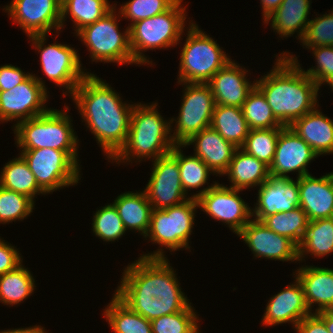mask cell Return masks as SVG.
Wrapping results in <instances>:
<instances>
[{
  "label": "cell",
  "mask_w": 333,
  "mask_h": 333,
  "mask_svg": "<svg viewBox=\"0 0 333 333\" xmlns=\"http://www.w3.org/2000/svg\"><path fill=\"white\" fill-rule=\"evenodd\" d=\"M66 111L49 109L46 113L15 124L17 146L22 150L52 148L77 151L78 141Z\"/></svg>",
  "instance_id": "cell-6"
},
{
  "label": "cell",
  "mask_w": 333,
  "mask_h": 333,
  "mask_svg": "<svg viewBox=\"0 0 333 333\" xmlns=\"http://www.w3.org/2000/svg\"><path fill=\"white\" fill-rule=\"evenodd\" d=\"M309 49L315 56L317 66L309 68L304 73L322 86L333 76V46H317Z\"/></svg>",
  "instance_id": "cell-44"
},
{
  "label": "cell",
  "mask_w": 333,
  "mask_h": 333,
  "mask_svg": "<svg viewBox=\"0 0 333 333\" xmlns=\"http://www.w3.org/2000/svg\"><path fill=\"white\" fill-rule=\"evenodd\" d=\"M104 315L114 333H152L151 322L134 312L116 294Z\"/></svg>",
  "instance_id": "cell-32"
},
{
  "label": "cell",
  "mask_w": 333,
  "mask_h": 333,
  "mask_svg": "<svg viewBox=\"0 0 333 333\" xmlns=\"http://www.w3.org/2000/svg\"><path fill=\"white\" fill-rule=\"evenodd\" d=\"M210 127L237 148L243 146L250 130L241 107L220 104L214 107Z\"/></svg>",
  "instance_id": "cell-29"
},
{
  "label": "cell",
  "mask_w": 333,
  "mask_h": 333,
  "mask_svg": "<svg viewBox=\"0 0 333 333\" xmlns=\"http://www.w3.org/2000/svg\"><path fill=\"white\" fill-rule=\"evenodd\" d=\"M123 225L127 230H136L146 236L153 208L148 201L145 191L139 193L125 192L113 202Z\"/></svg>",
  "instance_id": "cell-28"
},
{
  "label": "cell",
  "mask_w": 333,
  "mask_h": 333,
  "mask_svg": "<svg viewBox=\"0 0 333 333\" xmlns=\"http://www.w3.org/2000/svg\"><path fill=\"white\" fill-rule=\"evenodd\" d=\"M295 57L283 51L274 69L255 82L283 126L314 110L318 101L320 86L304 73Z\"/></svg>",
  "instance_id": "cell-3"
},
{
  "label": "cell",
  "mask_w": 333,
  "mask_h": 333,
  "mask_svg": "<svg viewBox=\"0 0 333 333\" xmlns=\"http://www.w3.org/2000/svg\"><path fill=\"white\" fill-rule=\"evenodd\" d=\"M317 314L323 319L329 333H333V316L327 311H320Z\"/></svg>",
  "instance_id": "cell-50"
},
{
  "label": "cell",
  "mask_w": 333,
  "mask_h": 333,
  "mask_svg": "<svg viewBox=\"0 0 333 333\" xmlns=\"http://www.w3.org/2000/svg\"><path fill=\"white\" fill-rule=\"evenodd\" d=\"M4 9L29 37L61 29L60 0H13Z\"/></svg>",
  "instance_id": "cell-16"
},
{
  "label": "cell",
  "mask_w": 333,
  "mask_h": 333,
  "mask_svg": "<svg viewBox=\"0 0 333 333\" xmlns=\"http://www.w3.org/2000/svg\"><path fill=\"white\" fill-rule=\"evenodd\" d=\"M255 257L280 261H299L298 246L289 238L269 229L263 222L252 219L237 234Z\"/></svg>",
  "instance_id": "cell-18"
},
{
  "label": "cell",
  "mask_w": 333,
  "mask_h": 333,
  "mask_svg": "<svg viewBox=\"0 0 333 333\" xmlns=\"http://www.w3.org/2000/svg\"><path fill=\"white\" fill-rule=\"evenodd\" d=\"M318 155L289 126L279 133L275 156L269 167L270 176L290 178L287 173L298 172V179L309 175L308 164Z\"/></svg>",
  "instance_id": "cell-17"
},
{
  "label": "cell",
  "mask_w": 333,
  "mask_h": 333,
  "mask_svg": "<svg viewBox=\"0 0 333 333\" xmlns=\"http://www.w3.org/2000/svg\"><path fill=\"white\" fill-rule=\"evenodd\" d=\"M308 221L306 213L299 206L290 211L266 216L261 222L275 233L289 238L299 246L304 238Z\"/></svg>",
  "instance_id": "cell-35"
},
{
  "label": "cell",
  "mask_w": 333,
  "mask_h": 333,
  "mask_svg": "<svg viewBox=\"0 0 333 333\" xmlns=\"http://www.w3.org/2000/svg\"><path fill=\"white\" fill-rule=\"evenodd\" d=\"M192 333H200L199 326Z\"/></svg>",
  "instance_id": "cell-53"
},
{
  "label": "cell",
  "mask_w": 333,
  "mask_h": 333,
  "mask_svg": "<svg viewBox=\"0 0 333 333\" xmlns=\"http://www.w3.org/2000/svg\"><path fill=\"white\" fill-rule=\"evenodd\" d=\"M298 185L300 207L309 221L333 217V172L320 178L305 175Z\"/></svg>",
  "instance_id": "cell-22"
},
{
  "label": "cell",
  "mask_w": 333,
  "mask_h": 333,
  "mask_svg": "<svg viewBox=\"0 0 333 333\" xmlns=\"http://www.w3.org/2000/svg\"><path fill=\"white\" fill-rule=\"evenodd\" d=\"M152 170L144 191L153 209L172 207L191 198L182 188L178 162L171 153L154 160Z\"/></svg>",
  "instance_id": "cell-15"
},
{
  "label": "cell",
  "mask_w": 333,
  "mask_h": 333,
  "mask_svg": "<svg viewBox=\"0 0 333 333\" xmlns=\"http://www.w3.org/2000/svg\"><path fill=\"white\" fill-rule=\"evenodd\" d=\"M183 145H176L171 154L177 159L180 169L181 185L186 195L188 190L202 187L213 173L209 167L197 156H184Z\"/></svg>",
  "instance_id": "cell-37"
},
{
  "label": "cell",
  "mask_w": 333,
  "mask_h": 333,
  "mask_svg": "<svg viewBox=\"0 0 333 333\" xmlns=\"http://www.w3.org/2000/svg\"><path fill=\"white\" fill-rule=\"evenodd\" d=\"M241 108L250 129H273L283 127L274 116L266 97L256 86L248 94Z\"/></svg>",
  "instance_id": "cell-36"
},
{
  "label": "cell",
  "mask_w": 333,
  "mask_h": 333,
  "mask_svg": "<svg viewBox=\"0 0 333 333\" xmlns=\"http://www.w3.org/2000/svg\"><path fill=\"white\" fill-rule=\"evenodd\" d=\"M317 107L295 120L289 127L319 156L333 153V120Z\"/></svg>",
  "instance_id": "cell-24"
},
{
  "label": "cell",
  "mask_w": 333,
  "mask_h": 333,
  "mask_svg": "<svg viewBox=\"0 0 333 333\" xmlns=\"http://www.w3.org/2000/svg\"><path fill=\"white\" fill-rule=\"evenodd\" d=\"M193 143L194 155L199 157L214 174L224 175L237 147L211 127L193 135L183 147L194 145Z\"/></svg>",
  "instance_id": "cell-23"
},
{
  "label": "cell",
  "mask_w": 333,
  "mask_h": 333,
  "mask_svg": "<svg viewBox=\"0 0 333 333\" xmlns=\"http://www.w3.org/2000/svg\"><path fill=\"white\" fill-rule=\"evenodd\" d=\"M46 34L30 36V41L40 52L42 71L58 86L67 89L66 92L73 94L74 89L89 72H84L77 51L66 44L53 43L44 46ZM44 47V48H43Z\"/></svg>",
  "instance_id": "cell-12"
},
{
  "label": "cell",
  "mask_w": 333,
  "mask_h": 333,
  "mask_svg": "<svg viewBox=\"0 0 333 333\" xmlns=\"http://www.w3.org/2000/svg\"><path fill=\"white\" fill-rule=\"evenodd\" d=\"M281 131L282 127L250 129L241 149L270 167L275 156L277 139Z\"/></svg>",
  "instance_id": "cell-38"
},
{
  "label": "cell",
  "mask_w": 333,
  "mask_h": 333,
  "mask_svg": "<svg viewBox=\"0 0 333 333\" xmlns=\"http://www.w3.org/2000/svg\"><path fill=\"white\" fill-rule=\"evenodd\" d=\"M283 0H260L263 10V20H266L282 3Z\"/></svg>",
  "instance_id": "cell-48"
},
{
  "label": "cell",
  "mask_w": 333,
  "mask_h": 333,
  "mask_svg": "<svg viewBox=\"0 0 333 333\" xmlns=\"http://www.w3.org/2000/svg\"><path fill=\"white\" fill-rule=\"evenodd\" d=\"M35 280L22 264L0 275V301L5 305L20 304L34 292Z\"/></svg>",
  "instance_id": "cell-34"
},
{
  "label": "cell",
  "mask_w": 333,
  "mask_h": 333,
  "mask_svg": "<svg viewBox=\"0 0 333 333\" xmlns=\"http://www.w3.org/2000/svg\"><path fill=\"white\" fill-rule=\"evenodd\" d=\"M102 150L112 159L125 145L134 104H126L109 84L88 73L71 95Z\"/></svg>",
  "instance_id": "cell-2"
},
{
  "label": "cell",
  "mask_w": 333,
  "mask_h": 333,
  "mask_svg": "<svg viewBox=\"0 0 333 333\" xmlns=\"http://www.w3.org/2000/svg\"><path fill=\"white\" fill-rule=\"evenodd\" d=\"M256 206L252 217L262 221L266 216L293 210L300 206L298 178H280L270 176L259 186Z\"/></svg>",
  "instance_id": "cell-19"
},
{
  "label": "cell",
  "mask_w": 333,
  "mask_h": 333,
  "mask_svg": "<svg viewBox=\"0 0 333 333\" xmlns=\"http://www.w3.org/2000/svg\"><path fill=\"white\" fill-rule=\"evenodd\" d=\"M295 330L297 333H329L323 319L314 311L304 317Z\"/></svg>",
  "instance_id": "cell-47"
},
{
  "label": "cell",
  "mask_w": 333,
  "mask_h": 333,
  "mask_svg": "<svg viewBox=\"0 0 333 333\" xmlns=\"http://www.w3.org/2000/svg\"><path fill=\"white\" fill-rule=\"evenodd\" d=\"M177 0H130L122 5L120 17L129 18L131 24L167 11Z\"/></svg>",
  "instance_id": "cell-42"
},
{
  "label": "cell",
  "mask_w": 333,
  "mask_h": 333,
  "mask_svg": "<svg viewBox=\"0 0 333 333\" xmlns=\"http://www.w3.org/2000/svg\"><path fill=\"white\" fill-rule=\"evenodd\" d=\"M156 106L157 103L134 105L127 141L111 160L118 164L124 160L131 162L135 156L139 159L137 162L143 158L156 160L171 152L176 146L170 133L171 121L164 120Z\"/></svg>",
  "instance_id": "cell-4"
},
{
  "label": "cell",
  "mask_w": 333,
  "mask_h": 333,
  "mask_svg": "<svg viewBox=\"0 0 333 333\" xmlns=\"http://www.w3.org/2000/svg\"><path fill=\"white\" fill-rule=\"evenodd\" d=\"M332 252L333 217L308 221L304 238L298 246L299 261H302L303 257L309 253L314 257H323Z\"/></svg>",
  "instance_id": "cell-31"
},
{
  "label": "cell",
  "mask_w": 333,
  "mask_h": 333,
  "mask_svg": "<svg viewBox=\"0 0 333 333\" xmlns=\"http://www.w3.org/2000/svg\"><path fill=\"white\" fill-rule=\"evenodd\" d=\"M327 311L333 316V305Z\"/></svg>",
  "instance_id": "cell-52"
},
{
  "label": "cell",
  "mask_w": 333,
  "mask_h": 333,
  "mask_svg": "<svg viewBox=\"0 0 333 333\" xmlns=\"http://www.w3.org/2000/svg\"><path fill=\"white\" fill-rule=\"evenodd\" d=\"M34 202L26 195L0 186V223L22 221L33 212Z\"/></svg>",
  "instance_id": "cell-40"
},
{
  "label": "cell",
  "mask_w": 333,
  "mask_h": 333,
  "mask_svg": "<svg viewBox=\"0 0 333 333\" xmlns=\"http://www.w3.org/2000/svg\"><path fill=\"white\" fill-rule=\"evenodd\" d=\"M0 186L26 195L33 201L36 194H46L37 184L35 176L21 155L10 160L2 168Z\"/></svg>",
  "instance_id": "cell-30"
},
{
  "label": "cell",
  "mask_w": 333,
  "mask_h": 333,
  "mask_svg": "<svg viewBox=\"0 0 333 333\" xmlns=\"http://www.w3.org/2000/svg\"><path fill=\"white\" fill-rule=\"evenodd\" d=\"M326 83L329 84L331 89L333 90V76Z\"/></svg>",
  "instance_id": "cell-51"
},
{
  "label": "cell",
  "mask_w": 333,
  "mask_h": 333,
  "mask_svg": "<svg viewBox=\"0 0 333 333\" xmlns=\"http://www.w3.org/2000/svg\"><path fill=\"white\" fill-rule=\"evenodd\" d=\"M44 327L41 326H33V327H28V328H17V329H10V330H4L1 331L0 333H47Z\"/></svg>",
  "instance_id": "cell-49"
},
{
  "label": "cell",
  "mask_w": 333,
  "mask_h": 333,
  "mask_svg": "<svg viewBox=\"0 0 333 333\" xmlns=\"http://www.w3.org/2000/svg\"><path fill=\"white\" fill-rule=\"evenodd\" d=\"M180 55L179 85L207 84L229 61V56L209 35L192 22Z\"/></svg>",
  "instance_id": "cell-7"
},
{
  "label": "cell",
  "mask_w": 333,
  "mask_h": 333,
  "mask_svg": "<svg viewBox=\"0 0 333 333\" xmlns=\"http://www.w3.org/2000/svg\"><path fill=\"white\" fill-rule=\"evenodd\" d=\"M197 199L190 198L181 204L165 209H153L149 230L145 236L172 251L189 249V237L194 225Z\"/></svg>",
  "instance_id": "cell-10"
},
{
  "label": "cell",
  "mask_w": 333,
  "mask_h": 333,
  "mask_svg": "<svg viewBox=\"0 0 333 333\" xmlns=\"http://www.w3.org/2000/svg\"><path fill=\"white\" fill-rule=\"evenodd\" d=\"M128 264L115 294L149 321L183 311L190 303L167 258L157 249Z\"/></svg>",
  "instance_id": "cell-1"
},
{
  "label": "cell",
  "mask_w": 333,
  "mask_h": 333,
  "mask_svg": "<svg viewBox=\"0 0 333 333\" xmlns=\"http://www.w3.org/2000/svg\"><path fill=\"white\" fill-rule=\"evenodd\" d=\"M185 91L181 103L179 116L170 119L171 124L176 121V129L171 134L176 145H184L193 135L209 128L215 107V100L208 84L183 83Z\"/></svg>",
  "instance_id": "cell-11"
},
{
  "label": "cell",
  "mask_w": 333,
  "mask_h": 333,
  "mask_svg": "<svg viewBox=\"0 0 333 333\" xmlns=\"http://www.w3.org/2000/svg\"><path fill=\"white\" fill-rule=\"evenodd\" d=\"M0 238V275L15 270L22 264V256L14 246Z\"/></svg>",
  "instance_id": "cell-45"
},
{
  "label": "cell",
  "mask_w": 333,
  "mask_h": 333,
  "mask_svg": "<svg viewBox=\"0 0 333 333\" xmlns=\"http://www.w3.org/2000/svg\"><path fill=\"white\" fill-rule=\"evenodd\" d=\"M92 230L103 241L110 242L125 234V227L113 204H107L94 213Z\"/></svg>",
  "instance_id": "cell-41"
},
{
  "label": "cell",
  "mask_w": 333,
  "mask_h": 333,
  "mask_svg": "<svg viewBox=\"0 0 333 333\" xmlns=\"http://www.w3.org/2000/svg\"><path fill=\"white\" fill-rule=\"evenodd\" d=\"M310 5V0H283L264 23L269 24L271 21L272 29L281 37H288L298 32L301 41L310 21L308 19Z\"/></svg>",
  "instance_id": "cell-26"
},
{
  "label": "cell",
  "mask_w": 333,
  "mask_h": 333,
  "mask_svg": "<svg viewBox=\"0 0 333 333\" xmlns=\"http://www.w3.org/2000/svg\"><path fill=\"white\" fill-rule=\"evenodd\" d=\"M301 282L307 306L318 304L315 313L328 310L333 305V269L315 266L300 267L296 275Z\"/></svg>",
  "instance_id": "cell-25"
},
{
  "label": "cell",
  "mask_w": 333,
  "mask_h": 333,
  "mask_svg": "<svg viewBox=\"0 0 333 333\" xmlns=\"http://www.w3.org/2000/svg\"><path fill=\"white\" fill-rule=\"evenodd\" d=\"M41 79L31 74L13 89L0 91V121L17 119L16 122L19 123L49 110L44 107L48 94Z\"/></svg>",
  "instance_id": "cell-14"
},
{
  "label": "cell",
  "mask_w": 333,
  "mask_h": 333,
  "mask_svg": "<svg viewBox=\"0 0 333 333\" xmlns=\"http://www.w3.org/2000/svg\"><path fill=\"white\" fill-rule=\"evenodd\" d=\"M114 7L108 3V0H63L61 2V29L64 28V19L68 14L74 22L77 33L82 28L103 18Z\"/></svg>",
  "instance_id": "cell-33"
},
{
  "label": "cell",
  "mask_w": 333,
  "mask_h": 333,
  "mask_svg": "<svg viewBox=\"0 0 333 333\" xmlns=\"http://www.w3.org/2000/svg\"><path fill=\"white\" fill-rule=\"evenodd\" d=\"M177 0L167 11L129 25L134 64H151L143 50L163 49L179 44L185 28V7ZM178 42V43H177Z\"/></svg>",
  "instance_id": "cell-5"
},
{
  "label": "cell",
  "mask_w": 333,
  "mask_h": 333,
  "mask_svg": "<svg viewBox=\"0 0 333 333\" xmlns=\"http://www.w3.org/2000/svg\"><path fill=\"white\" fill-rule=\"evenodd\" d=\"M196 314L190 303L183 311L155 318L152 333H192L199 325Z\"/></svg>",
  "instance_id": "cell-39"
},
{
  "label": "cell",
  "mask_w": 333,
  "mask_h": 333,
  "mask_svg": "<svg viewBox=\"0 0 333 333\" xmlns=\"http://www.w3.org/2000/svg\"><path fill=\"white\" fill-rule=\"evenodd\" d=\"M305 47L333 46V10L310 20L301 40Z\"/></svg>",
  "instance_id": "cell-43"
},
{
  "label": "cell",
  "mask_w": 333,
  "mask_h": 333,
  "mask_svg": "<svg viewBox=\"0 0 333 333\" xmlns=\"http://www.w3.org/2000/svg\"><path fill=\"white\" fill-rule=\"evenodd\" d=\"M246 72L245 67L242 69L231 60L211 78L207 84L211 87L215 104L242 107L256 86L254 81L253 84L248 82Z\"/></svg>",
  "instance_id": "cell-21"
},
{
  "label": "cell",
  "mask_w": 333,
  "mask_h": 333,
  "mask_svg": "<svg viewBox=\"0 0 333 333\" xmlns=\"http://www.w3.org/2000/svg\"><path fill=\"white\" fill-rule=\"evenodd\" d=\"M241 191L243 190L215 182L192 195L191 198L197 199L203 212L213 219L222 221L235 234H238L252 217V209L238 195Z\"/></svg>",
  "instance_id": "cell-13"
},
{
  "label": "cell",
  "mask_w": 333,
  "mask_h": 333,
  "mask_svg": "<svg viewBox=\"0 0 333 333\" xmlns=\"http://www.w3.org/2000/svg\"><path fill=\"white\" fill-rule=\"evenodd\" d=\"M31 74L23 72L20 68L10 65L0 66V91L11 90Z\"/></svg>",
  "instance_id": "cell-46"
},
{
  "label": "cell",
  "mask_w": 333,
  "mask_h": 333,
  "mask_svg": "<svg viewBox=\"0 0 333 333\" xmlns=\"http://www.w3.org/2000/svg\"><path fill=\"white\" fill-rule=\"evenodd\" d=\"M115 7L103 18L79 30L76 35L88 47L92 61L133 64L129 27L119 32Z\"/></svg>",
  "instance_id": "cell-9"
},
{
  "label": "cell",
  "mask_w": 333,
  "mask_h": 333,
  "mask_svg": "<svg viewBox=\"0 0 333 333\" xmlns=\"http://www.w3.org/2000/svg\"><path fill=\"white\" fill-rule=\"evenodd\" d=\"M224 174L228 175L232 183L230 188L241 190L260 186L270 177L269 166L241 148L234 152Z\"/></svg>",
  "instance_id": "cell-27"
},
{
  "label": "cell",
  "mask_w": 333,
  "mask_h": 333,
  "mask_svg": "<svg viewBox=\"0 0 333 333\" xmlns=\"http://www.w3.org/2000/svg\"><path fill=\"white\" fill-rule=\"evenodd\" d=\"M78 151L52 148L22 150L20 155L28 164L39 187L47 194L80 180Z\"/></svg>",
  "instance_id": "cell-8"
},
{
  "label": "cell",
  "mask_w": 333,
  "mask_h": 333,
  "mask_svg": "<svg viewBox=\"0 0 333 333\" xmlns=\"http://www.w3.org/2000/svg\"><path fill=\"white\" fill-rule=\"evenodd\" d=\"M304 295L301 282L295 277V282L286 286L270 298L262 318V324L273 326L291 322L296 329L298 323L311 314Z\"/></svg>",
  "instance_id": "cell-20"
}]
</instances>
